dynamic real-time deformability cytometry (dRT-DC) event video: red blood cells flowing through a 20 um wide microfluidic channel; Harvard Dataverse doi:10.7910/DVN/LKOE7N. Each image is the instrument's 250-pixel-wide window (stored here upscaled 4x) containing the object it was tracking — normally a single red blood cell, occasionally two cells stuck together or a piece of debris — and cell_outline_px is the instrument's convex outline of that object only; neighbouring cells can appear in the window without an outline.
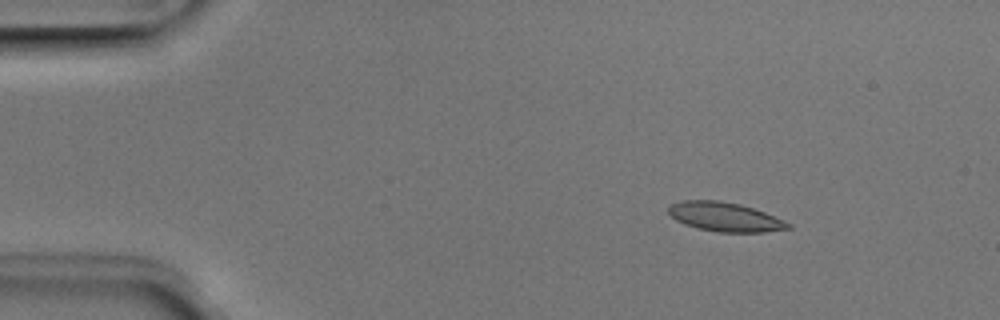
{"species": "Egyptian fruit bat (a non-hibernating species)", "species_latin": "Rousettus aegyptiacus", "temperature_condition": "room temperature", "stored_images_in_passage": 6, "camera_frame_rate_fps": 3000, "um_per_image_px": 0.085, "animal": {"sex": "male"}, "frame": {"image": 1, "passage_image": 2, "time_ms": 0.333, "image_size_px": [1000, 320], "cell_outline_px": [[792, 228], [764, 232], [716, 232], [684, 224], [676, 220], [668, 212], [668, 208], [672, 204], [680, 200], [720, 200], [740, 204], [764, 212], [784, 220], [792, 224]], "centroid_in_image_um": [61.63, 18.43], "position_along_channel_um": 23.4, "area_um2": 20.29}}
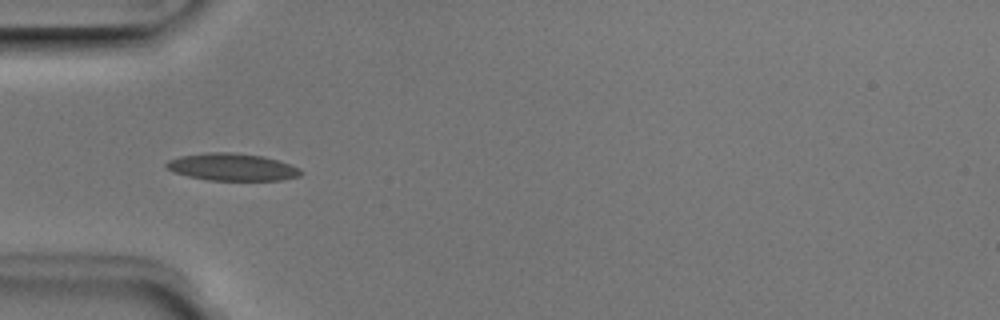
{"frame": {"image": 2, "passage_image": 4, "time_ms": 1.0, "image_size_px": [1000, 320], "cell_outline_px": [[304, 172], [300, 176], [280, 180], [208, 180], [188, 176], [164, 168], [164, 164], [168, 160], [180, 156], [204, 152], [232, 152], [264, 156], [300, 168]], "centroid_in_image_um": [19.71, 14.19], "position_along_channel_um": 65.3, "area_um2": 21.44}}
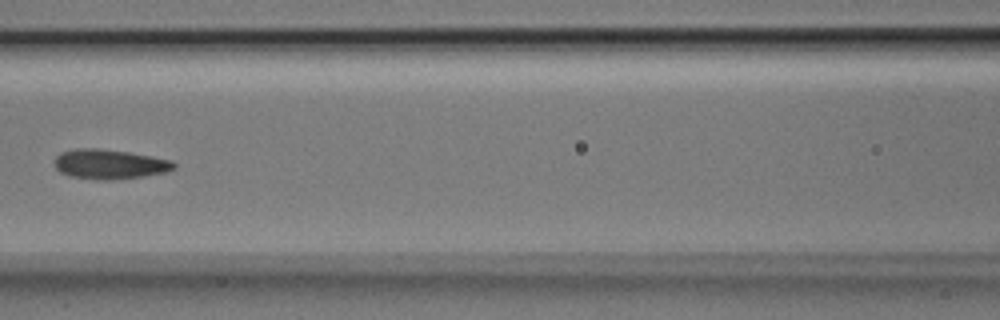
{"frame": {"image": 3, "passage_image": 6, "time_ms": 1.667, "image_size_px": [1000, 320], "cell_outline_px": [[176, 168], [164, 172], [144, 176], [112, 180], [100, 180], [68, 176], [60, 172], [56, 168], [56, 156], [60, 152], [76, 148], [96, 148], [128, 152], [152, 156], [172, 160], [176, 164]], "centroid_in_image_um": [9.31, 13.95], "position_along_channel_um": 157.3, "area_um2": 20.69}}